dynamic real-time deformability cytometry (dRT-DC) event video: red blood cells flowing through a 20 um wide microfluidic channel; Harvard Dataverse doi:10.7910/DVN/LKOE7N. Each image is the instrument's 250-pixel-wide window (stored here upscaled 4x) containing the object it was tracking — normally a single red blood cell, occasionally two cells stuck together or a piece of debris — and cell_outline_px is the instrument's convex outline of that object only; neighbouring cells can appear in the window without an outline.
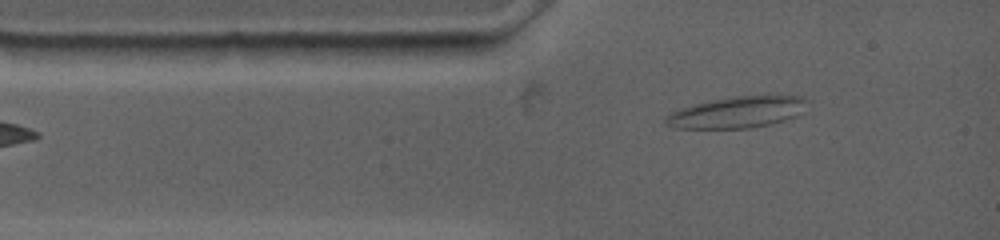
{"species": "common noctule bat (a hibernating species)", "species_latin": "Nyctalus noctula", "temperature_condition": "warm", "stored_images_in_passage": 38, "camera_frame_rate_fps": 4500, "um_per_image_px": 0.085, "animal": {"sex": "female", "body_mass_g": 19.0, "forearm_length_mm": 53.3}, "frame": {"image": 1, "passage_image": 3, "time_ms": 1.111, "image_size_px": [1000, 240], "cell_outline_px": [[808, 100], [796, 116], [772, 124], [752, 128], [672, 128], [664, 124], [664, 116], [680, 108], [696, 104], [732, 96], [804, 96]], "centroid_in_image_um": [62.61, 9.55], "position_along_channel_um": 22.4, "area_um2": 25.66}}
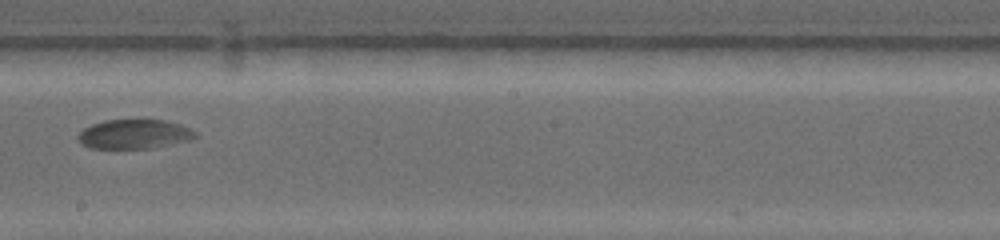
{"frame": {"image": 2, "passage_image": 18, "time_ms": 7.556, "image_size_px": [1000, 240], "cell_outline_px": [[196, 136], [188, 140], [148, 148], [88, 148], [80, 144], [76, 136], [84, 128], [92, 124], [104, 120], [164, 120], [180, 124], [196, 132]], "centroid_in_image_um": [11.33, 11.4], "position_along_channel_um": 236.9, "area_um2": 19.83}}
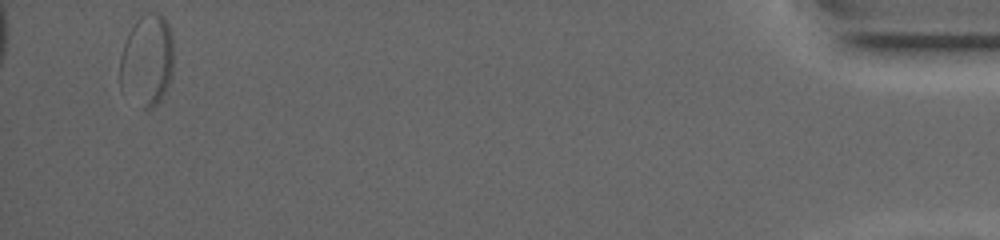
{"frame": {"image": 3, "passage_image": 38, "time_ms": 16.667, "image_size_px": [1000, 240], "cell_outline_px": [[172, 72], [168, 84], [160, 100], [152, 108], [144, 108], [120, 92], [120, 56], [128, 32], [132, 24], [140, 16], [148, 12], [156, 12], [164, 16], [168, 24], [172, 36]], "centroid_in_image_um": [12.47, 5.11], "position_along_channel_um": 422.7, "area_um2": 28.9}}